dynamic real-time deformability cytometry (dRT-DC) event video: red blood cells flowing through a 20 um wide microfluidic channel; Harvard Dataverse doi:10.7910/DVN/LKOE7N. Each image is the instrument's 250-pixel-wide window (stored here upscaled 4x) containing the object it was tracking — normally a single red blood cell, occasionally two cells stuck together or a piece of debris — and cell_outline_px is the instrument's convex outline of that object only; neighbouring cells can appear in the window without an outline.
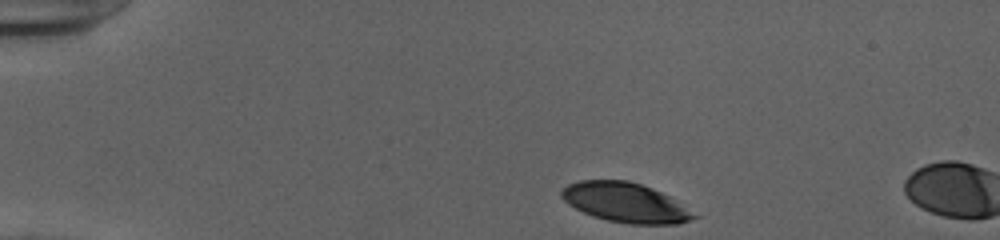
{"species": "human", "species_latin": "Homo sapiens", "temperature_condition": "cold", "stored_images_in_passage": 6, "camera_frame_rate_fps": 3000, "um_per_image_px": 0.085, "donor": {"sex": "female"}, "frame": {"image": 1, "passage_image": 1, "time_ms": 0.0, "image_size_px": [1000, 240], "cell_outline_px": [[700, 216], [676, 224], [632, 224], [608, 220], [592, 216], [568, 204], [560, 196], [560, 192], [568, 184], [580, 180], [628, 180], [652, 188], [668, 196]], "centroid_in_image_um": [53.13, 17.21], "position_along_channel_um": 31.9, "area_um2": 30.23}}